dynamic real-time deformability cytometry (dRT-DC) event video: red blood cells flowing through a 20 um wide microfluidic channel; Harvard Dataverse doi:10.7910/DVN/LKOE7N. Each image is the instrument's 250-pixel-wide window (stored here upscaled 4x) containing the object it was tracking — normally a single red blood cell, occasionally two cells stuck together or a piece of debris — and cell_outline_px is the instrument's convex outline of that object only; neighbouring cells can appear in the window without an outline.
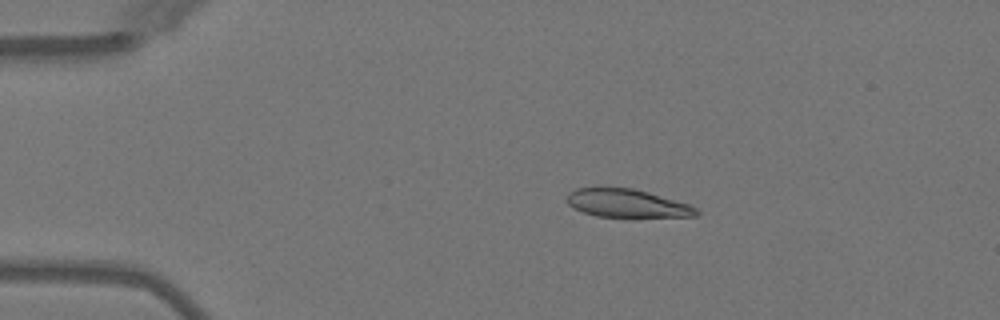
{"species": "Egyptian fruit bat (a non-hibernating species)", "species_latin": "Rousettus aegyptiacus", "temperature_condition": "warm", "stored_images_in_passage": 4, "camera_frame_rate_fps": 3000, "um_per_image_px": 0.085, "animal": {"sex": "female"}, "frame": {"image": 1, "passage_image": 2, "time_ms": 1.0, "image_size_px": [1000, 320], "cell_outline_px": [[700, 212], [696, 216], [632, 220], [596, 216], [584, 212], [568, 204], [564, 200], [564, 196], [568, 192], [576, 188], [632, 188], [648, 192], [688, 204], [696, 208]], "centroid_in_image_um": [53.31, 17.34], "position_along_channel_um": 31.7, "area_um2": 22.31}}
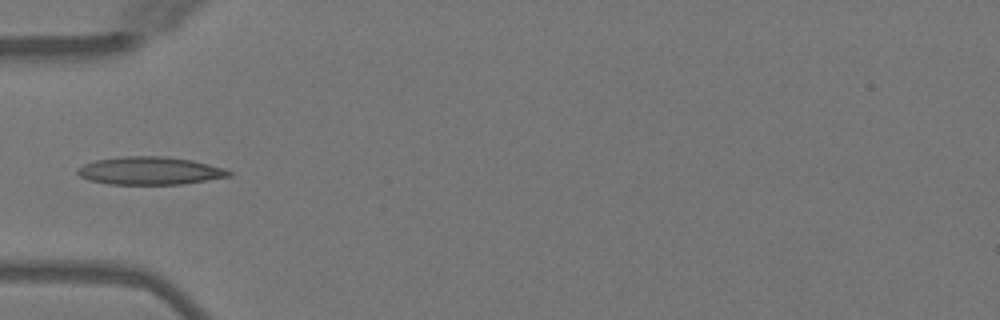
{"frame": {"image": 2, "passage_image": 4, "time_ms": 3.333, "image_size_px": [1000, 320], "cell_outline_px": [[232, 176], [184, 184], [108, 184], [88, 180], [80, 176], [76, 172], [76, 168], [84, 164], [96, 160], [120, 156], [168, 156], [192, 160], [224, 168], [232, 172]], "centroid_in_image_um": [12.73, 14.51], "position_along_channel_um": 72.3, "area_um2": 24.8}}